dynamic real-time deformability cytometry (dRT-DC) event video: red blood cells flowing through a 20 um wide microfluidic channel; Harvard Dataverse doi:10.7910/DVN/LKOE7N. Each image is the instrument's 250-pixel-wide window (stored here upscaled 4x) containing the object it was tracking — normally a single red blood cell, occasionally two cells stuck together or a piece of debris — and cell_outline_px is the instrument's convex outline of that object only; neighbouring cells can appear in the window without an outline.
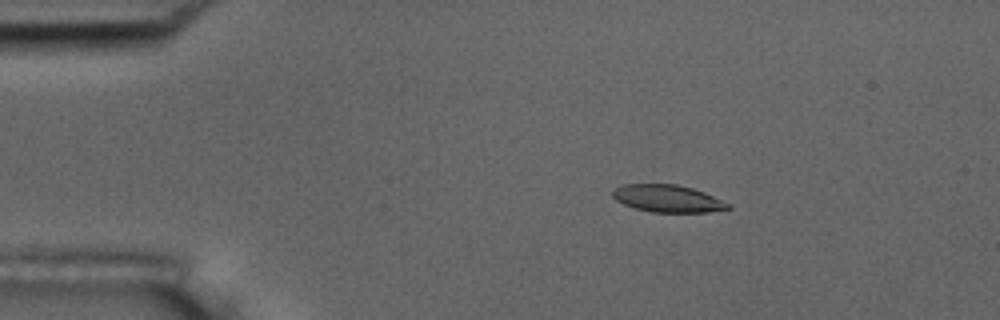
{"species": "common noctule bat (a hibernating species)", "species_latin": "Nyctalus noctula", "temperature_condition": "room temperature", "stored_images_in_passage": 5, "camera_frame_rate_fps": 3000, "um_per_image_px": 0.085, "animal": {"sex": "male", "body_mass_g": 17.5, "forearm_length_mm": 52.3}, "frame": {"image": 1, "passage_image": 3, "time_ms": 2.333, "image_size_px": [1000, 320], "cell_outline_px": [[732, 208], [708, 212], [652, 212], [636, 208], [624, 204], [616, 200], [612, 196], [612, 192], [620, 184], [676, 184], [692, 188], [704, 192], [732, 204]], "centroid_in_image_um": [56.77, 16.87], "position_along_channel_um": 28.2, "area_um2": 18.38}}
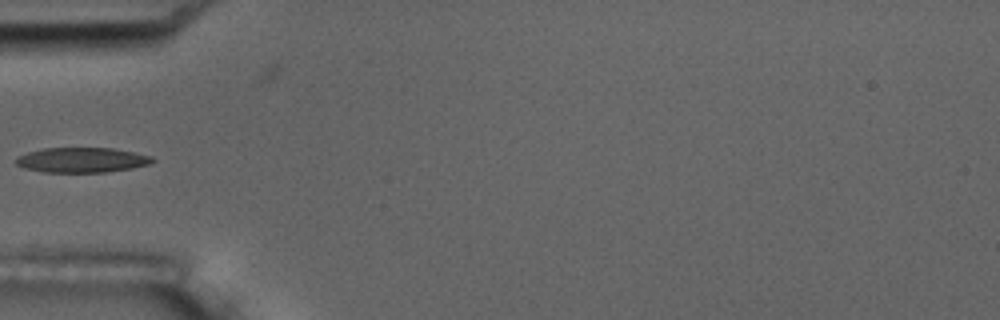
{"frame": {"image": 2, "passage_image": 5, "time_ms": 5.333, "image_size_px": [1000, 320], "cell_outline_px": [[156, 160], [148, 164], [132, 168], [104, 172], [44, 172], [24, 168], [16, 164], [16, 156], [28, 152], [44, 148], [112, 148], [152, 156]], "centroid_in_image_um": [6.94, 13.6], "position_along_channel_um": 78.1, "area_um2": 19.77}}